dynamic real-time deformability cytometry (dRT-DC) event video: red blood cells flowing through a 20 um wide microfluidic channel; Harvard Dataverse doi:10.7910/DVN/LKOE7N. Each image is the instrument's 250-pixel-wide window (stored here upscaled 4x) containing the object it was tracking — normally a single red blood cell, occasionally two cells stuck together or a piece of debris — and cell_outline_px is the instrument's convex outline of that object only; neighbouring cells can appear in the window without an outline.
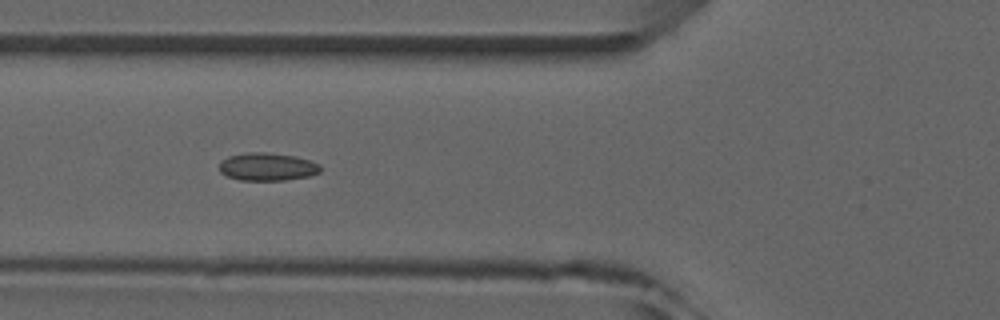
{"species": "common noctule bat (a hibernating species)", "species_latin": "Nyctalus noctula", "temperature_condition": "room temperature", "stored_images_in_passage": 7, "camera_frame_rate_fps": 3000, "um_per_image_px": 0.085, "animal": {"sex": "male", "forearm_length_mm": 52.5}, "frame": {"image": 1, "passage_image": 5, "time_ms": 5.333, "image_size_px": [1000, 320], "cell_outline_px": [[320, 172], [308, 176], [284, 180], [240, 180], [228, 176], [220, 172], [220, 160], [228, 156], [248, 152], [268, 152], [296, 156], [320, 164]], "centroid_in_image_um": [22.71, 14.16], "position_along_channel_um": 103.1, "area_um2": 16.42}}
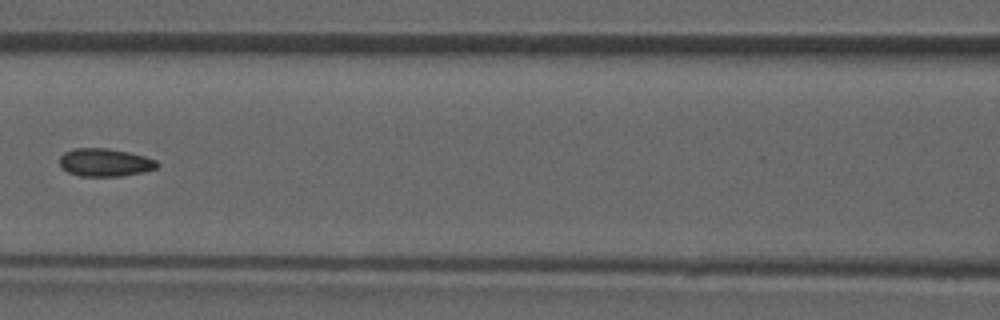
{"frame": {"image": 2, "passage_image": 6, "time_ms": 6.667, "image_size_px": [1000, 320], "cell_outline_px": [[160, 164], [156, 168], [144, 172], [120, 176], [80, 176], [68, 172], [60, 164], [60, 156], [64, 152], [72, 148], [108, 148], [128, 152], [144, 156], [156, 160]], "centroid_in_image_um": [8.93, 13.8], "position_along_channel_um": 157.7, "area_um2": 15.9}}